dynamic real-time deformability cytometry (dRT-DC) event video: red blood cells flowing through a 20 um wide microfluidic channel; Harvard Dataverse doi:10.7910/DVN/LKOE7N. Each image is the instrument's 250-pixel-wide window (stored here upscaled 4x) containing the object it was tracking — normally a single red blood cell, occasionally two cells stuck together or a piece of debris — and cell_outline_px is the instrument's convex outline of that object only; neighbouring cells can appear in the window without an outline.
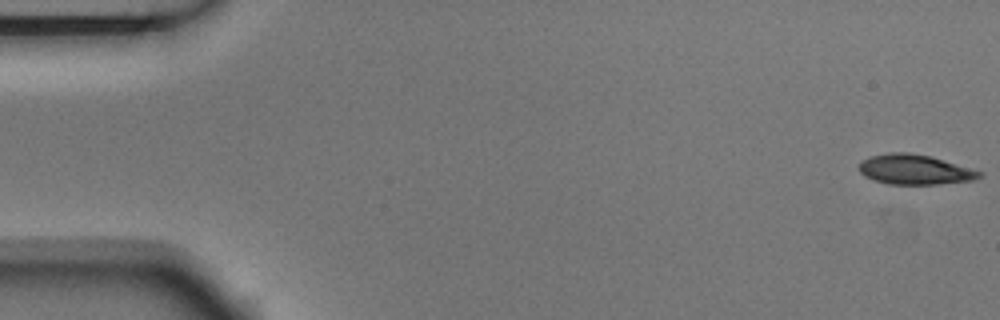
{"species": "Egyptian fruit bat (a non-hibernating species)", "species_latin": "Rousettus aegyptiacus", "temperature_condition": "room temperature", "stored_images_in_passage": 5, "camera_frame_rate_fps": 3000, "um_per_image_px": 0.085, "animal": {"sex": "male"}, "frame": {"image": 1, "passage_image": 1, "time_ms": 0.0, "image_size_px": [1000, 320], "cell_outline_px": [[984, 172], [980, 176], [972, 180], [936, 184], [888, 184], [872, 180], [864, 176], [860, 172], [860, 160], [872, 156], [892, 152], [908, 152], [932, 156]], "centroid_in_image_um": [77.74, 14.4], "position_along_channel_um": 7.3, "area_um2": 20.98}}
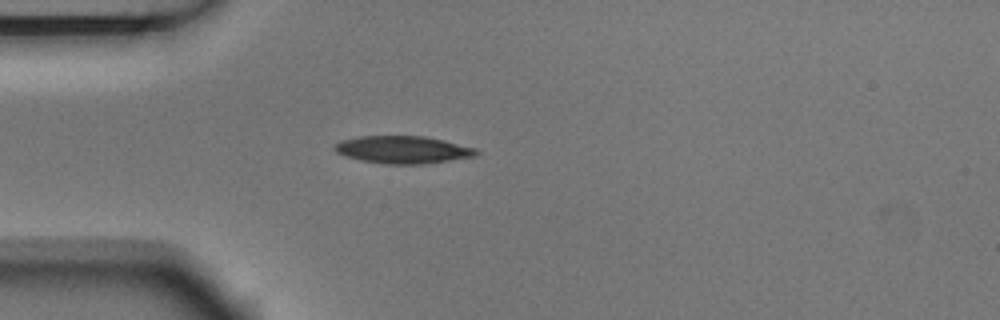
{"frame": {"image": 2, "passage_image": 5, "time_ms": 1.333, "image_size_px": [1000, 320], "cell_outline_px": [[480, 152], [476, 156], [424, 164], [384, 164], [360, 160], [344, 156], [336, 152], [332, 148], [332, 144], [340, 140], [360, 136], [424, 136], [444, 140], [476, 148]], "centroid_in_image_um": [34.2, 12.72], "position_along_channel_um": 50.8, "area_um2": 22.95}}